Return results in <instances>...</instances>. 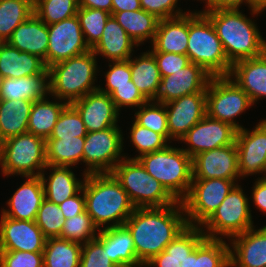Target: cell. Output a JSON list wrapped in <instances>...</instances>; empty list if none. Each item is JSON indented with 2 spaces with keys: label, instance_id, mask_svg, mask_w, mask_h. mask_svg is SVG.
Here are the masks:
<instances>
[{
  "label": "cell",
  "instance_id": "48",
  "mask_svg": "<svg viewBox=\"0 0 266 267\" xmlns=\"http://www.w3.org/2000/svg\"><path fill=\"white\" fill-rule=\"evenodd\" d=\"M108 70L104 72L105 88L99 86L101 92L111 94L115 90V86L132 85L130 58L125 61L108 62Z\"/></svg>",
  "mask_w": 266,
  "mask_h": 267
},
{
  "label": "cell",
  "instance_id": "1",
  "mask_svg": "<svg viewBox=\"0 0 266 267\" xmlns=\"http://www.w3.org/2000/svg\"><path fill=\"white\" fill-rule=\"evenodd\" d=\"M124 225L132 235L137 259L143 265L188 227L182 201L166 207L136 208Z\"/></svg>",
  "mask_w": 266,
  "mask_h": 267
},
{
  "label": "cell",
  "instance_id": "2",
  "mask_svg": "<svg viewBox=\"0 0 266 267\" xmlns=\"http://www.w3.org/2000/svg\"><path fill=\"white\" fill-rule=\"evenodd\" d=\"M201 11L213 24L231 64L259 57L266 52V40L256 20L247 17L242 10L205 8Z\"/></svg>",
  "mask_w": 266,
  "mask_h": 267
},
{
  "label": "cell",
  "instance_id": "42",
  "mask_svg": "<svg viewBox=\"0 0 266 267\" xmlns=\"http://www.w3.org/2000/svg\"><path fill=\"white\" fill-rule=\"evenodd\" d=\"M133 119L141 126L161 134L169 142V129L165 104L147 101L134 110Z\"/></svg>",
  "mask_w": 266,
  "mask_h": 267
},
{
  "label": "cell",
  "instance_id": "13",
  "mask_svg": "<svg viewBox=\"0 0 266 267\" xmlns=\"http://www.w3.org/2000/svg\"><path fill=\"white\" fill-rule=\"evenodd\" d=\"M89 50L77 15L48 25L47 68Z\"/></svg>",
  "mask_w": 266,
  "mask_h": 267
},
{
  "label": "cell",
  "instance_id": "21",
  "mask_svg": "<svg viewBox=\"0 0 266 267\" xmlns=\"http://www.w3.org/2000/svg\"><path fill=\"white\" fill-rule=\"evenodd\" d=\"M230 267H266V224L229 239Z\"/></svg>",
  "mask_w": 266,
  "mask_h": 267
},
{
  "label": "cell",
  "instance_id": "39",
  "mask_svg": "<svg viewBox=\"0 0 266 267\" xmlns=\"http://www.w3.org/2000/svg\"><path fill=\"white\" fill-rule=\"evenodd\" d=\"M196 267H230L229 243L205 237L196 247Z\"/></svg>",
  "mask_w": 266,
  "mask_h": 267
},
{
  "label": "cell",
  "instance_id": "30",
  "mask_svg": "<svg viewBox=\"0 0 266 267\" xmlns=\"http://www.w3.org/2000/svg\"><path fill=\"white\" fill-rule=\"evenodd\" d=\"M103 248L118 267H144L137 259L132 235L125 225L103 229Z\"/></svg>",
  "mask_w": 266,
  "mask_h": 267
},
{
  "label": "cell",
  "instance_id": "44",
  "mask_svg": "<svg viewBox=\"0 0 266 267\" xmlns=\"http://www.w3.org/2000/svg\"><path fill=\"white\" fill-rule=\"evenodd\" d=\"M99 229L94 225L92 218L85 211L79 215L64 220L61 232V239H65L80 244L95 239Z\"/></svg>",
  "mask_w": 266,
  "mask_h": 267
},
{
  "label": "cell",
  "instance_id": "3",
  "mask_svg": "<svg viewBox=\"0 0 266 267\" xmlns=\"http://www.w3.org/2000/svg\"><path fill=\"white\" fill-rule=\"evenodd\" d=\"M82 188L86 212L99 230L124 225L136 209L112 173L87 174Z\"/></svg>",
  "mask_w": 266,
  "mask_h": 267
},
{
  "label": "cell",
  "instance_id": "14",
  "mask_svg": "<svg viewBox=\"0 0 266 267\" xmlns=\"http://www.w3.org/2000/svg\"><path fill=\"white\" fill-rule=\"evenodd\" d=\"M239 174L241 179L259 174L266 177V118L250 131L242 128L236 132Z\"/></svg>",
  "mask_w": 266,
  "mask_h": 267
},
{
  "label": "cell",
  "instance_id": "54",
  "mask_svg": "<svg viewBox=\"0 0 266 267\" xmlns=\"http://www.w3.org/2000/svg\"><path fill=\"white\" fill-rule=\"evenodd\" d=\"M205 6L203 8H214V9H234L240 10L243 4H246L251 11L252 17L259 16L263 11L252 9L251 0H204ZM259 14V15H258Z\"/></svg>",
  "mask_w": 266,
  "mask_h": 267
},
{
  "label": "cell",
  "instance_id": "31",
  "mask_svg": "<svg viewBox=\"0 0 266 267\" xmlns=\"http://www.w3.org/2000/svg\"><path fill=\"white\" fill-rule=\"evenodd\" d=\"M49 95V74L4 78L0 100H41Z\"/></svg>",
  "mask_w": 266,
  "mask_h": 267
},
{
  "label": "cell",
  "instance_id": "29",
  "mask_svg": "<svg viewBox=\"0 0 266 267\" xmlns=\"http://www.w3.org/2000/svg\"><path fill=\"white\" fill-rule=\"evenodd\" d=\"M204 238L201 227L188 226L144 267H181V262Z\"/></svg>",
  "mask_w": 266,
  "mask_h": 267
},
{
  "label": "cell",
  "instance_id": "34",
  "mask_svg": "<svg viewBox=\"0 0 266 267\" xmlns=\"http://www.w3.org/2000/svg\"><path fill=\"white\" fill-rule=\"evenodd\" d=\"M111 16L138 46L144 45L145 42H153L160 20L155 15L140 9L111 13ZM148 39L149 41H147Z\"/></svg>",
  "mask_w": 266,
  "mask_h": 267
},
{
  "label": "cell",
  "instance_id": "37",
  "mask_svg": "<svg viewBox=\"0 0 266 267\" xmlns=\"http://www.w3.org/2000/svg\"><path fill=\"white\" fill-rule=\"evenodd\" d=\"M82 244L61 238L46 239L43 250L44 267H79Z\"/></svg>",
  "mask_w": 266,
  "mask_h": 267
},
{
  "label": "cell",
  "instance_id": "51",
  "mask_svg": "<svg viewBox=\"0 0 266 267\" xmlns=\"http://www.w3.org/2000/svg\"><path fill=\"white\" fill-rule=\"evenodd\" d=\"M180 0H140L141 8L158 19H169L187 14L178 7Z\"/></svg>",
  "mask_w": 266,
  "mask_h": 267
},
{
  "label": "cell",
  "instance_id": "7",
  "mask_svg": "<svg viewBox=\"0 0 266 267\" xmlns=\"http://www.w3.org/2000/svg\"><path fill=\"white\" fill-rule=\"evenodd\" d=\"M111 173L136 208L166 207L177 202L137 159H122Z\"/></svg>",
  "mask_w": 266,
  "mask_h": 267
},
{
  "label": "cell",
  "instance_id": "19",
  "mask_svg": "<svg viewBox=\"0 0 266 267\" xmlns=\"http://www.w3.org/2000/svg\"><path fill=\"white\" fill-rule=\"evenodd\" d=\"M81 115L87 132L102 131L119 126L120 111L110 95L99 89L71 103Z\"/></svg>",
  "mask_w": 266,
  "mask_h": 267
},
{
  "label": "cell",
  "instance_id": "16",
  "mask_svg": "<svg viewBox=\"0 0 266 267\" xmlns=\"http://www.w3.org/2000/svg\"><path fill=\"white\" fill-rule=\"evenodd\" d=\"M211 78L201 66L190 63L183 69L162 77L149 101L165 104L184 95L206 92Z\"/></svg>",
  "mask_w": 266,
  "mask_h": 267
},
{
  "label": "cell",
  "instance_id": "33",
  "mask_svg": "<svg viewBox=\"0 0 266 267\" xmlns=\"http://www.w3.org/2000/svg\"><path fill=\"white\" fill-rule=\"evenodd\" d=\"M30 100H0V135L3 140L27 132L33 106Z\"/></svg>",
  "mask_w": 266,
  "mask_h": 267
},
{
  "label": "cell",
  "instance_id": "52",
  "mask_svg": "<svg viewBox=\"0 0 266 267\" xmlns=\"http://www.w3.org/2000/svg\"><path fill=\"white\" fill-rule=\"evenodd\" d=\"M156 60L161 77L177 72L189 65L190 59L187 55L165 52H151Z\"/></svg>",
  "mask_w": 266,
  "mask_h": 267
},
{
  "label": "cell",
  "instance_id": "23",
  "mask_svg": "<svg viewBox=\"0 0 266 267\" xmlns=\"http://www.w3.org/2000/svg\"><path fill=\"white\" fill-rule=\"evenodd\" d=\"M228 77L247 93L253 104H257L258 100L266 98V52L235 62Z\"/></svg>",
  "mask_w": 266,
  "mask_h": 267
},
{
  "label": "cell",
  "instance_id": "61",
  "mask_svg": "<svg viewBox=\"0 0 266 267\" xmlns=\"http://www.w3.org/2000/svg\"><path fill=\"white\" fill-rule=\"evenodd\" d=\"M4 77L0 74V91L1 87L3 86Z\"/></svg>",
  "mask_w": 266,
  "mask_h": 267
},
{
  "label": "cell",
  "instance_id": "10",
  "mask_svg": "<svg viewBox=\"0 0 266 267\" xmlns=\"http://www.w3.org/2000/svg\"><path fill=\"white\" fill-rule=\"evenodd\" d=\"M254 104L247 93L228 76L212 77L206 88L207 115L233 126L237 131L244 128L236 121Z\"/></svg>",
  "mask_w": 266,
  "mask_h": 267
},
{
  "label": "cell",
  "instance_id": "18",
  "mask_svg": "<svg viewBox=\"0 0 266 267\" xmlns=\"http://www.w3.org/2000/svg\"><path fill=\"white\" fill-rule=\"evenodd\" d=\"M169 143L178 141L206 114V92L184 95L165 103ZM173 141V142H172Z\"/></svg>",
  "mask_w": 266,
  "mask_h": 267
},
{
  "label": "cell",
  "instance_id": "45",
  "mask_svg": "<svg viewBox=\"0 0 266 267\" xmlns=\"http://www.w3.org/2000/svg\"><path fill=\"white\" fill-rule=\"evenodd\" d=\"M86 134L81 115L72 104H67L60 113L51 136L47 139L85 137Z\"/></svg>",
  "mask_w": 266,
  "mask_h": 267
},
{
  "label": "cell",
  "instance_id": "56",
  "mask_svg": "<svg viewBox=\"0 0 266 267\" xmlns=\"http://www.w3.org/2000/svg\"><path fill=\"white\" fill-rule=\"evenodd\" d=\"M140 0H112V13L140 10Z\"/></svg>",
  "mask_w": 266,
  "mask_h": 267
},
{
  "label": "cell",
  "instance_id": "17",
  "mask_svg": "<svg viewBox=\"0 0 266 267\" xmlns=\"http://www.w3.org/2000/svg\"><path fill=\"white\" fill-rule=\"evenodd\" d=\"M240 179L236 143L204 151L192 158V179Z\"/></svg>",
  "mask_w": 266,
  "mask_h": 267
},
{
  "label": "cell",
  "instance_id": "22",
  "mask_svg": "<svg viewBox=\"0 0 266 267\" xmlns=\"http://www.w3.org/2000/svg\"><path fill=\"white\" fill-rule=\"evenodd\" d=\"M19 188L7 200V208H1V215L15 220L35 221L38 210L45 199L40 176H26Z\"/></svg>",
  "mask_w": 266,
  "mask_h": 267
},
{
  "label": "cell",
  "instance_id": "5",
  "mask_svg": "<svg viewBox=\"0 0 266 267\" xmlns=\"http://www.w3.org/2000/svg\"><path fill=\"white\" fill-rule=\"evenodd\" d=\"M190 62L201 66L212 77L228 76V61L221 40L210 19L200 10L188 11V44Z\"/></svg>",
  "mask_w": 266,
  "mask_h": 267
},
{
  "label": "cell",
  "instance_id": "59",
  "mask_svg": "<svg viewBox=\"0 0 266 267\" xmlns=\"http://www.w3.org/2000/svg\"><path fill=\"white\" fill-rule=\"evenodd\" d=\"M252 9L266 10V0H251Z\"/></svg>",
  "mask_w": 266,
  "mask_h": 267
},
{
  "label": "cell",
  "instance_id": "9",
  "mask_svg": "<svg viewBox=\"0 0 266 267\" xmlns=\"http://www.w3.org/2000/svg\"><path fill=\"white\" fill-rule=\"evenodd\" d=\"M46 166L44 138L26 132L4 141L0 157L4 177L40 176Z\"/></svg>",
  "mask_w": 266,
  "mask_h": 267
},
{
  "label": "cell",
  "instance_id": "41",
  "mask_svg": "<svg viewBox=\"0 0 266 267\" xmlns=\"http://www.w3.org/2000/svg\"><path fill=\"white\" fill-rule=\"evenodd\" d=\"M79 0H34V13L47 25L77 14Z\"/></svg>",
  "mask_w": 266,
  "mask_h": 267
},
{
  "label": "cell",
  "instance_id": "8",
  "mask_svg": "<svg viewBox=\"0 0 266 267\" xmlns=\"http://www.w3.org/2000/svg\"><path fill=\"white\" fill-rule=\"evenodd\" d=\"M236 184L212 216L201 226L209 239H231L254 227L249 197ZM222 236V237H221Z\"/></svg>",
  "mask_w": 266,
  "mask_h": 267
},
{
  "label": "cell",
  "instance_id": "27",
  "mask_svg": "<svg viewBox=\"0 0 266 267\" xmlns=\"http://www.w3.org/2000/svg\"><path fill=\"white\" fill-rule=\"evenodd\" d=\"M0 74L4 78H21L49 74V71L39 56L20 51L7 42H0Z\"/></svg>",
  "mask_w": 266,
  "mask_h": 267
},
{
  "label": "cell",
  "instance_id": "53",
  "mask_svg": "<svg viewBox=\"0 0 266 267\" xmlns=\"http://www.w3.org/2000/svg\"><path fill=\"white\" fill-rule=\"evenodd\" d=\"M63 212L64 219L74 217L86 211L83 188L74 196L58 205Z\"/></svg>",
  "mask_w": 266,
  "mask_h": 267
},
{
  "label": "cell",
  "instance_id": "28",
  "mask_svg": "<svg viewBox=\"0 0 266 267\" xmlns=\"http://www.w3.org/2000/svg\"><path fill=\"white\" fill-rule=\"evenodd\" d=\"M188 44V13L179 17L159 20L150 52L186 55Z\"/></svg>",
  "mask_w": 266,
  "mask_h": 267
},
{
  "label": "cell",
  "instance_id": "46",
  "mask_svg": "<svg viewBox=\"0 0 266 267\" xmlns=\"http://www.w3.org/2000/svg\"><path fill=\"white\" fill-rule=\"evenodd\" d=\"M64 220L63 212L57 204L47 199L42 201L35 222L46 239L60 238Z\"/></svg>",
  "mask_w": 266,
  "mask_h": 267
},
{
  "label": "cell",
  "instance_id": "36",
  "mask_svg": "<svg viewBox=\"0 0 266 267\" xmlns=\"http://www.w3.org/2000/svg\"><path fill=\"white\" fill-rule=\"evenodd\" d=\"M85 137L46 139V162L50 166L73 167L83 163Z\"/></svg>",
  "mask_w": 266,
  "mask_h": 267
},
{
  "label": "cell",
  "instance_id": "40",
  "mask_svg": "<svg viewBox=\"0 0 266 267\" xmlns=\"http://www.w3.org/2000/svg\"><path fill=\"white\" fill-rule=\"evenodd\" d=\"M76 15L79 19L85 42L92 49L101 39L111 13L102 9L79 7Z\"/></svg>",
  "mask_w": 266,
  "mask_h": 267
},
{
  "label": "cell",
  "instance_id": "57",
  "mask_svg": "<svg viewBox=\"0 0 266 267\" xmlns=\"http://www.w3.org/2000/svg\"><path fill=\"white\" fill-rule=\"evenodd\" d=\"M79 7L102 9L112 13V0H79Z\"/></svg>",
  "mask_w": 266,
  "mask_h": 267
},
{
  "label": "cell",
  "instance_id": "6",
  "mask_svg": "<svg viewBox=\"0 0 266 267\" xmlns=\"http://www.w3.org/2000/svg\"><path fill=\"white\" fill-rule=\"evenodd\" d=\"M137 160L177 201L188 195L192 183V158L182 147L169 144L141 155Z\"/></svg>",
  "mask_w": 266,
  "mask_h": 267
},
{
  "label": "cell",
  "instance_id": "32",
  "mask_svg": "<svg viewBox=\"0 0 266 267\" xmlns=\"http://www.w3.org/2000/svg\"><path fill=\"white\" fill-rule=\"evenodd\" d=\"M50 97L52 98L51 101L48 100ZM67 104L66 101L50 95L49 97L47 96L41 100L35 101L29 116L27 132L44 138L45 140L49 138L60 113Z\"/></svg>",
  "mask_w": 266,
  "mask_h": 267
},
{
  "label": "cell",
  "instance_id": "58",
  "mask_svg": "<svg viewBox=\"0 0 266 267\" xmlns=\"http://www.w3.org/2000/svg\"><path fill=\"white\" fill-rule=\"evenodd\" d=\"M181 267H196V248L181 262Z\"/></svg>",
  "mask_w": 266,
  "mask_h": 267
},
{
  "label": "cell",
  "instance_id": "11",
  "mask_svg": "<svg viewBox=\"0 0 266 267\" xmlns=\"http://www.w3.org/2000/svg\"><path fill=\"white\" fill-rule=\"evenodd\" d=\"M238 181L240 180L192 179L189 193L182 200L188 226L201 227Z\"/></svg>",
  "mask_w": 266,
  "mask_h": 267
},
{
  "label": "cell",
  "instance_id": "26",
  "mask_svg": "<svg viewBox=\"0 0 266 267\" xmlns=\"http://www.w3.org/2000/svg\"><path fill=\"white\" fill-rule=\"evenodd\" d=\"M139 47L123 27L111 16L104 27L99 42L91 49L98 57L107 61H125L133 56L134 48Z\"/></svg>",
  "mask_w": 266,
  "mask_h": 267
},
{
  "label": "cell",
  "instance_id": "24",
  "mask_svg": "<svg viewBox=\"0 0 266 267\" xmlns=\"http://www.w3.org/2000/svg\"><path fill=\"white\" fill-rule=\"evenodd\" d=\"M72 169V167L50 165L44 168L40 178L43 183L45 199L59 205L82 189L87 174L83 171L80 175L82 179H79ZM46 170L50 172L48 176ZM45 172L47 173L45 174Z\"/></svg>",
  "mask_w": 266,
  "mask_h": 267
},
{
  "label": "cell",
  "instance_id": "20",
  "mask_svg": "<svg viewBox=\"0 0 266 267\" xmlns=\"http://www.w3.org/2000/svg\"><path fill=\"white\" fill-rule=\"evenodd\" d=\"M45 242L35 221L0 217V251L43 252Z\"/></svg>",
  "mask_w": 266,
  "mask_h": 267
},
{
  "label": "cell",
  "instance_id": "50",
  "mask_svg": "<svg viewBox=\"0 0 266 267\" xmlns=\"http://www.w3.org/2000/svg\"><path fill=\"white\" fill-rule=\"evenodd\" d=\"M111 99L116 105L117 109L121 111L126 107H132L136 110L146 103L148 100L138 90L132 81V85L115 86V90L110 94Z\"/></svg>",
  "mask_w": 266,
  "mask_h": 267
},
{
  "label": "cell",
  "instance_id": "60",
  "mask_svg": "<svg viewBox=\"0 0 266 267\" xmlns=\"http://www.w3.org/2000/svg\"><path fill=\"white\" fill-rule=\"evenodd\" d=\"M3 145H4V140L0 135V157H1V154H2Z\"/></svg>",
  "mask_w": 266,
  "mask_h": 267
},
{
  "label": "cell",
  "instance_id": "15",
  "mask_svg": "<svg viewBox=\"0 0 266 267\" xmlns=\"http://www.w3.org/2000/svg\"><path fill=\"white\" fill-rule=\"evenodd\" d=\"M236 132L230 124L206 114L179 141L187 145L182 149L193 158L201 152L233 144Z\"/></svg>",
  "mask_w": 266,
  "mask_h": 267
},
{
  "label": "cell",
  "instance_id": "25",
  "mask_svg": "<svg viewBox=\"0 0 266 267\" xmlns=\"http://www.w3.org/2000/svg\"><path fill=\"white\" fill-rule=\"evenodd\" d=\"M7 43L20 51L39 56L46 65L48 25L35 13L15 28Z\"/></svg>",
  "mask_w": 266,
  "mask_h": 267
},
{
  "label": "cell",
  "instance_id": "12",
  "mask_svg": "<svg viewBox=\"0 0 266 267\" xmlns=\"http://www.w3.org/2000/svg\"><path fill=\"white\" fill-rule=\"evenodd\" d=\"M124 139L120 126L87 132L83 145V164L86 168L83 171L86 174L111 173L126 156Z\"/></svg>",
  "mask_w": 266,
  "mask_h": 267
},
{
  "label": "cell",
  "instance_id": "47",
  "mask_svg": "<svg viewBox=\"0 0 266 267\" xmlns=\"http://www.w3.org/2000/svg\"><path fill=\"white\" fill-rule=\"evenodd\" d=\"M79 267H118L103 248V230H99L95 239L82 244Z\"/></svg>",
  "mask_w": 266,
  "mask_h": 267
},
{
  "label": "cell",
  "instance_id": "55",
  "mask_svg": "<svg viewBox=\"0 0 266 267\" xmlns=\"http://www.w3.org/2000/svg\"><path fill=\"white\" fill-rule=\"evenodd\" d=\"M252 194L249 198L250 201L256 206V209L263 214H266V177L261 178L258 176L253 183Z\"/></svg>",
  "mask_w": 266,
  "mask_h": 267
},
{
  "label": "cell",
  "instance_id": "38",
  "mask_svg": "<svg viewBox=\"0 0 266 267\" xmlns=\"http://www.w3.org/2000/svg\"><path fill=\"white\" fill-rule=\"evenodd\" d=\"M34 13V0H0V42H7L15 28Z\"/></svg>",
  "mask_w": 266,
  "mask_h": 267
},
{
  "label": "cell",
  "instance_id": "49",
  "mask_svg": "<svg viewBox=\"0 0 266 267\" xmlns=\"http://www.w3.org/2000/svg\"><path fill=\"white\" fill-rule=\"evenodd\" d=\"M0 267H44L43 252L0 251Z\"/></svg>",
  "mask_w": 266,
  "mask_h": 267
},
{
  "label": "cell",
  "instance_id": "4",
  "mask_svg": "<svg viewBox=\"0 0 266 267\" xmlns=\"http://www.w3.org/2000/svg\"><path fill=\"white\" fill-rule=\"evenodd\" d=\"M97 62L96 55L89 50L48 67L49 95L71 104L98 90L100 85L95 82L102 68Z\"/></svg>",
  "mask_w": 266,
  "mask_h": 267
},
{
  "label": "cell",
  "instance_id": "43",
  "mask_svg": "<svg viewBox=\"0 0 266 267\" xmlns=\"http://www.w3.org/2000/svg\"><path fill=\"white\" fill-rule=\"evenodd\" d=\"M132 122V125H130L131 128L129 129V141L135 147L138 155L131 158L127 154L125 158L137 159L141 155L161 150L170 144L161 134L139 125L134 119Z\"/></svg>",
  "mask_w": 266,
  "mask_h": 267
},
{
  "label": "cell",
  "instance_id": "35",
  "mask_svg": "<svg viewBox=\"0 0 266 267\" xmlns=\"http://www.w3.org/2000/svg\"><path fill=\"white\" fill-rule=\"evenodd\" d=\"M132 57H130L131 80L149 101L162 78L156 60L149 50Z\"/></svg>",
  "mask_w": 266,
  "mask_h": 267
}]
</instances>
